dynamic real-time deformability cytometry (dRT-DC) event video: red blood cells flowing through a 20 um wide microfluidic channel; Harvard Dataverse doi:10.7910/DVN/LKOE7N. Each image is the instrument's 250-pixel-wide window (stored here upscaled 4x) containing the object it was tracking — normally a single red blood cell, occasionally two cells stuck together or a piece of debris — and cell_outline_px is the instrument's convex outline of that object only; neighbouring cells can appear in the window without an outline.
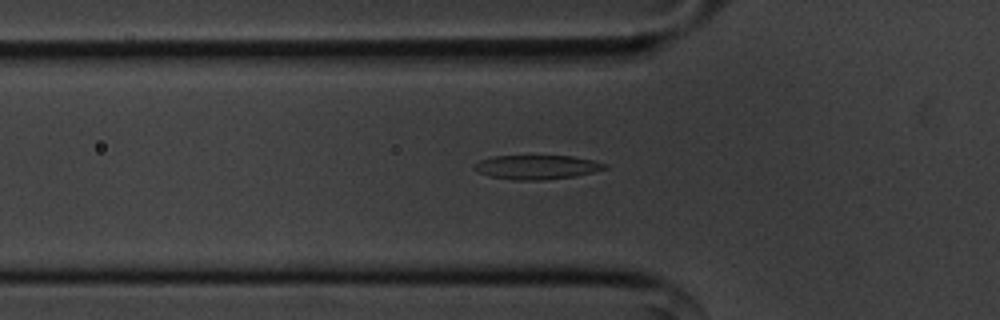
{"species": "common noctule bat (a hibernating species)", "species_latin": "Nyctalus noctula", "temperature_condition": "cold", "stored_images_in_passage": 54, "camera_frame_rate_fps": 3000, "um_per_image_px": 0.085, "animal": {"sex": "male", "body_mass_g": 20.1, "forearm_length_mm": 53.5}, "frame": {"image": 1, "passage_image": 17, "time_ms": 5.333, "image_size_px": [1000, 320], "cell_outline_px": [[608, 168], [576, 176], [540, 180], [512, 180], [492, 176], [476, 172], [472, 168], [472, 164], [480, 160], [492, 156], [572, 156], [592, 160], [608, 164]], "centroid_in_image_um": [45.59, 14.2], "position_along_channel_um": 80.2, "area_um2": 18.44}}
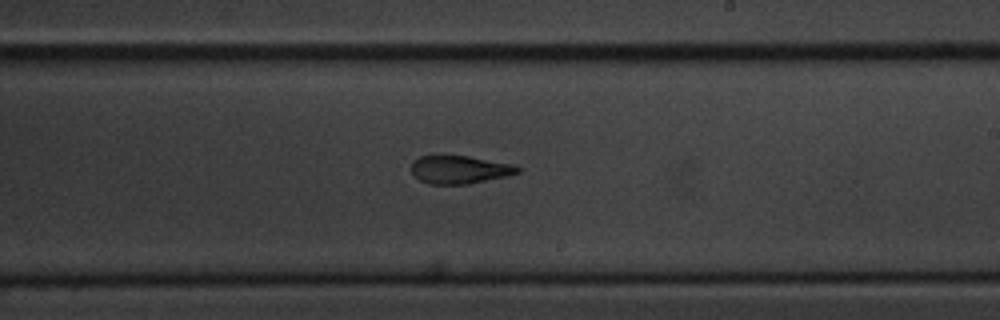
{"frame": {"image": 2, "passage_image": 31, "time_ms": 10.0, "image_size_px": [1000, 320], "cell_outline_px": [[520, 172], [504, 176], [468, 184], [428, 184], [420, 180], [412, 172], [412, 164], [420, 156], [468, 156], [512, 164], [520, 168]], "centroid_in_image_um": [39.06, 14.42], "position_along_channel_um": 249.9, "area_um2": 16.99}}
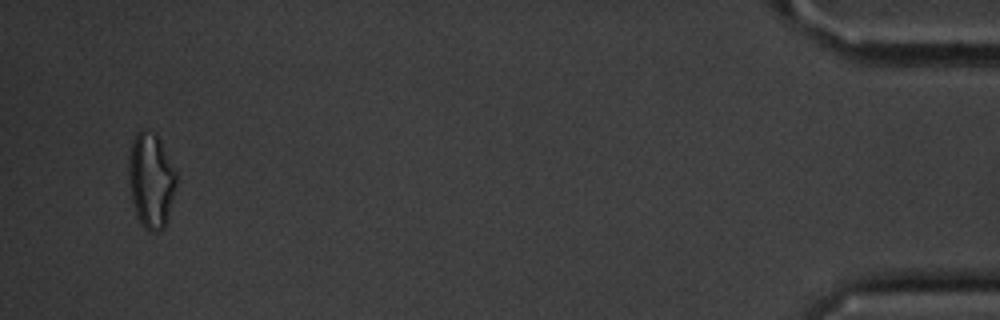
{"frame": {"image": 3, "passage_image": 52, "time_ms": 17.0, "image_size_px": [1000, 320], "cell_outline_px": [[176, 184], [168, 216], [164, 228], [160, 232], [148, 232], [144, 228], [136, 216], [132, 200], [128, 180], [128, 156], [132, 140], [136, 132], [140, 128], [144, 128], [156, 132], [176, 172]], "centroid_in_image_um": [12.81, 15.3], "position_along_channel_um": 422.4, "area_um2": 26.82}, "authors_computed_cell_mechanics": {"area_um2": 18.7561, "velocity_mm_per_s": 3.6214, "shape_relaxation_time_tau1_ms": 4.0786, "shape_relaxation_time_tau2_ms": 3.1429, "deformation_change_tau1": 0.1516, "deformation_change_tau2": 0.1005}}